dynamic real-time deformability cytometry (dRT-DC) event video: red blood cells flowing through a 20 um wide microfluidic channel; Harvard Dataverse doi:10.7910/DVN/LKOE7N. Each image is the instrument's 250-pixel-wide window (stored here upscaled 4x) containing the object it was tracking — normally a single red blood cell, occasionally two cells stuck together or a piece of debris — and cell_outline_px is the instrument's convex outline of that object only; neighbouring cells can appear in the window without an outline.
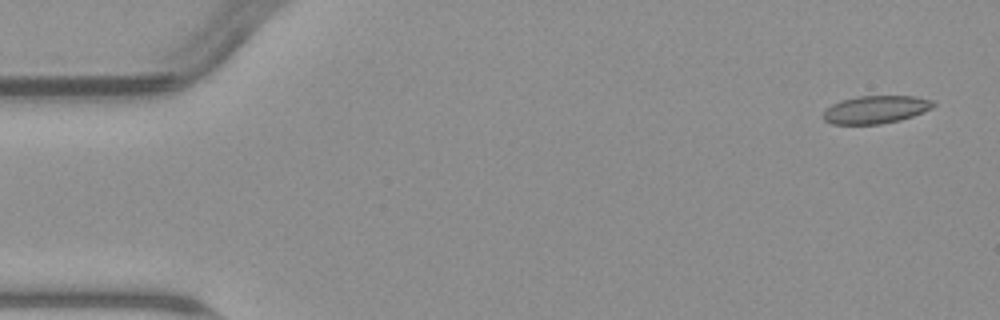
{"species": "common noctule bat (a hibernating species)", "species_latin": "Nyctalus noctula", "temperature_condition": "warm", "stored_images_in_passage": 5, "camera_frame_rate_fps": 3000, "um_per_image_px": 0.085, "animal": {"sex": "male", "body_mass_g": 23.1, "forearm_length_mm": 52.7}, "frame": {"image": 1, "passage_image": 1, "time_ms": 0.0, "image_size_px": [1000, 320], "cell_outline_px": [[936, 104], [932, 108], [924, 112], [900, 120], [880, 124], [832, 124], [824, 120], [820, 116], [832, 104], [840, 100], [856, 96], [916, 96], [932, 100]], "centroid_in_image_um": [74.43, 9.31], "position_along_channel_um": 10.6, "area_um2": 17.98}}
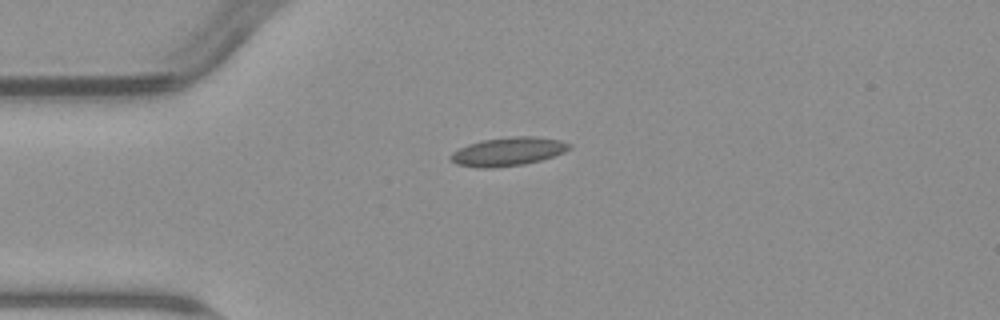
{"frame": {"image": 2, "passage_image": 4, "time_ms": 3.667, "image_size_px": [1000, 320], "cell_outline_px": [[572, 148], [564, 152], [540, 160], [524, 164], [492, 168], [476, 168], [456, 164], [448, 160], [448, 156], [452, 152], [468, 144], [484, 140], [512, 136], [536, 136], [560, 140], [572, 144]], "centroid_in_image_um": [43.16, 12.89], "position_along_channel_um": 41.8, "area_um2": 19.88}}